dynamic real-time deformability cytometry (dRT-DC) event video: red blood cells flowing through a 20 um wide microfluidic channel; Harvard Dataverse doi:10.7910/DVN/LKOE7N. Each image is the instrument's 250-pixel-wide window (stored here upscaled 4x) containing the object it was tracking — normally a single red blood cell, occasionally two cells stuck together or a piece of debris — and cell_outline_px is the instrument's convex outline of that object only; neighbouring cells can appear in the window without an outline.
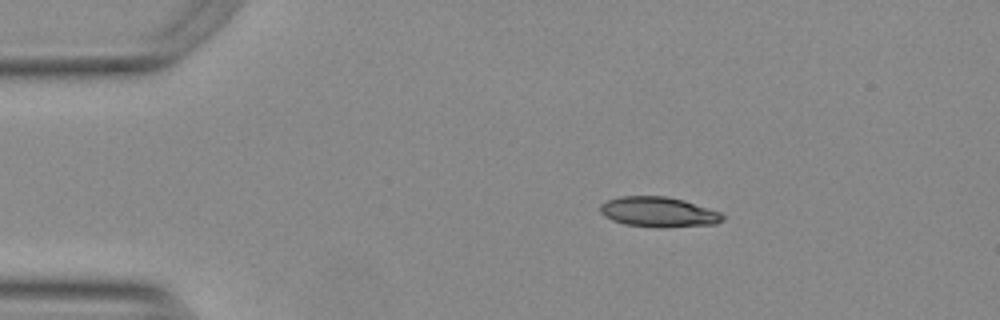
{"species": "Egyptian fruit bat (a non-hibernating species)", "species_latin": "Rousettus aegyptiacus", "temperature_condition": "warm", "stored_images_in_passage": 45, "camera_frame_rate_fps": 3000, "um_per_image_px": 0.085, "animal": {"sex": "female"}, "frame": {"image": 1, "passage_image": 1, "time_ms": 0.0, "image_size_px": [1000, 320], "cell_outline_px": [[724, 220], [716, 224], [660, 228], [624, 224], [612, 220], [604, 216], [600, 212], [600, 204], [608, 200], [620, 196], [664, 196], [684, 200], [720, 212], [724, 216]], "centroid_in_image_um": [55.97, 18.03], "position_along_channel_um": 29.0, "area_um2": 21.56}}
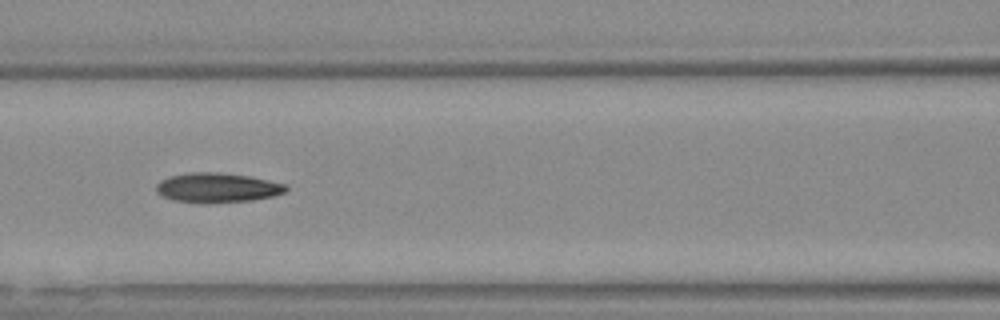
{"frame": {"image": 2, "passage_image": 15, "time_ms": 4.667, "image_size_px": [1000, 320], "cell_outline_px": [[288, 188], [284, 192], [272, 196], [252, 200], [208, 204], [172, 200], [156, 192], [156, 184], [160, 180], [168, 176], [188, 172], [220, 172], [252, 176], [284, 184]], "centroid_in_image_um": [18.43, 15.95], "position_along_channel_um": 148.2, "area_um2": 22.66}}
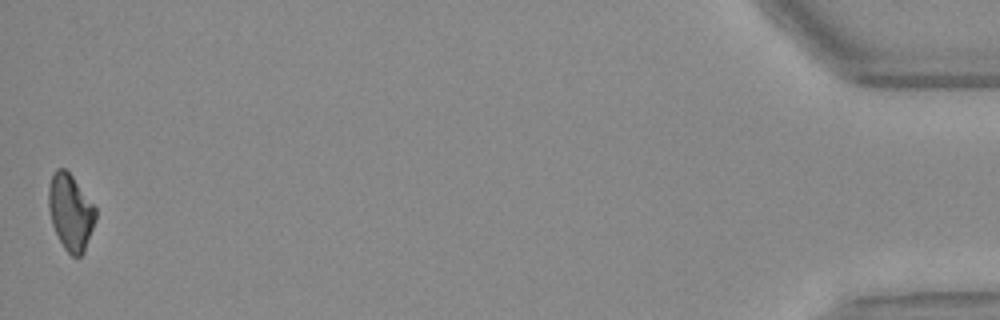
{"frame": {"image": 3, "passage_image": 45, "time_ms": 14.667, "image_size_px": [1000, 320], "cell_outline_px": [[96, 220], [84, 252], [80, 256], [72, 256], [64, 248], [52, 224], [48, 204], [48, 188], [52, 176], [56, 168], [64, 168], [72, 176], [96, 208]], "centroid_in_image_um": [6.0, 18.03], "position_along_channel_um": 429.2, "area_um2": 20.63}}